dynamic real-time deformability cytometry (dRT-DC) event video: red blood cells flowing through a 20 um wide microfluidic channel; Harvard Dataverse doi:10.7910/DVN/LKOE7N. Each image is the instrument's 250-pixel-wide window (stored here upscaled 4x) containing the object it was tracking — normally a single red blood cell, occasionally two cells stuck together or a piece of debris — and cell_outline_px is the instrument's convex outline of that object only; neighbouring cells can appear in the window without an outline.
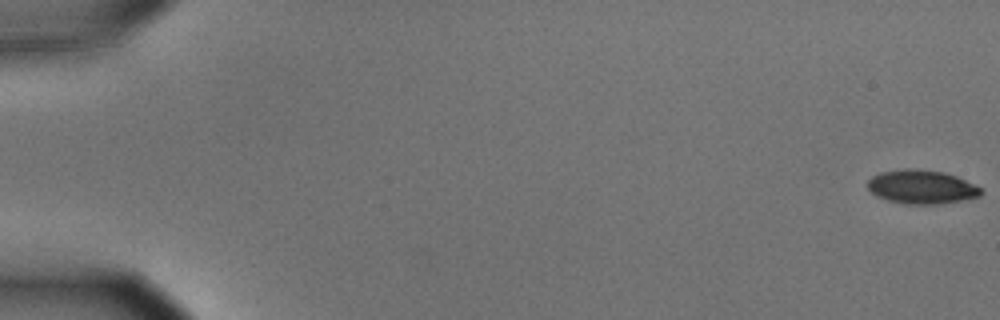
{"species": "common noctule bat (a hibernating species)", "species_latin": "Nyctalus noctula", "temperature_condition": "cold", "stored_images_in_passage": 57, "camera_frame_rate_fps": 3000, "um_per_image_px": 0.085, "animal": {"sex": "male", "body_mass_g": 15.6}, "frame": {"image": 1, "passage_image": 1, "time_ms": 0.0, "image_size_px": [1000, 320], "cell_outline_px": [[984, 192], [980, 196], [940, 204], [904, 204], [888, 200], [876, 196], [868, 188], [868, 180], [872, 176], [880, 172], [904, 168], [908, 168], [944, 172], [956, 176], [980, 188]], "centroid_in_image_um": [78.31, 15.89], "position_along_channel_um": 6.7, "area_um2": 22.2}}
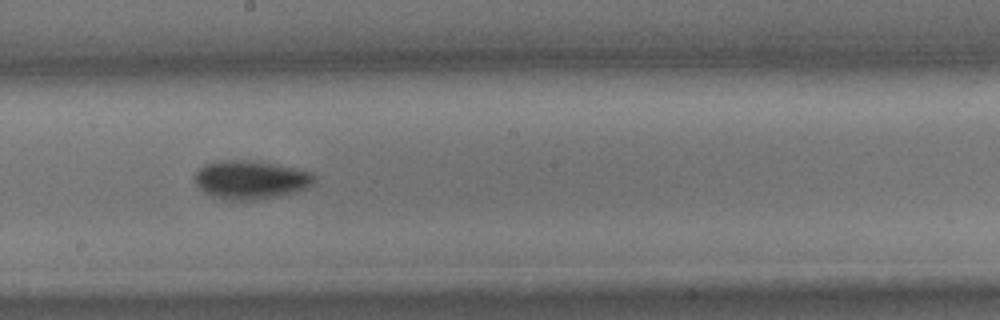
{"frame": {"image": 2, "passage_image": 33, "time_ms": 10.667, "image_size_px": [1000, 320], "cell_outline_px": [[316, 180], [308, 188], [296, 192], [280, 196], [256, 200], [224, 200], [212, 196], [204, 192], [192, 180], [192, 176], [204, 164], [220, 160], [256, 160], [296, 168], [312, 172], [316, 176]], "centroid_in_image_um": [21.31, 15.28], "position_along_channel_um": 226.9, "area_um2": 27.46}}
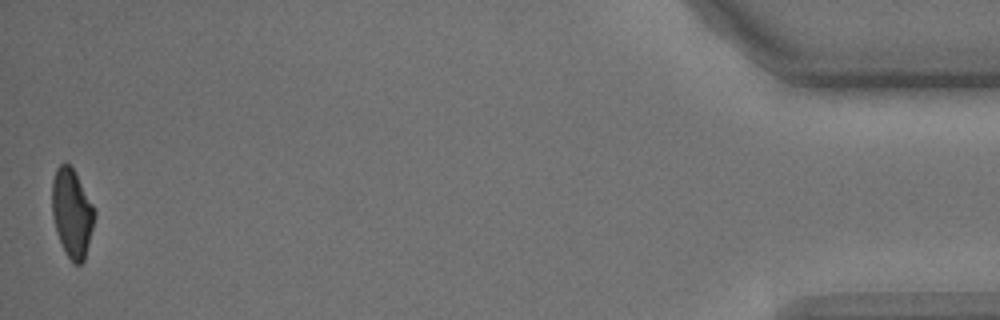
{"frame": {"image": 3, "passage_image": 57, "time_ms": 18.667, "image_size_px": [1000, 320], "cell_outline_px": [[96, 212], [84, 260], [80, 264], [72, 264], [64, 252], [56, 232], [52, 216], [52, 180], [56, 168], [60, 164], [68, 164], [72, 168], [92, 204]], "centroid_in_image_um": [6.09, 18.15], "position_along_channel_um": 429.1, "area_um2": 21.68}, "authors_computed_cell_mechanics": {"area_um2": 24.1604, "velocity_mm_per_s": 3.5874, "shape_relaxation_time_tau1_ms": 3.7794, "shape_relaxation_time_tau2_ms": null, "deformation_change_tau1": 0.1418, "deformation_change_tau2": null}}